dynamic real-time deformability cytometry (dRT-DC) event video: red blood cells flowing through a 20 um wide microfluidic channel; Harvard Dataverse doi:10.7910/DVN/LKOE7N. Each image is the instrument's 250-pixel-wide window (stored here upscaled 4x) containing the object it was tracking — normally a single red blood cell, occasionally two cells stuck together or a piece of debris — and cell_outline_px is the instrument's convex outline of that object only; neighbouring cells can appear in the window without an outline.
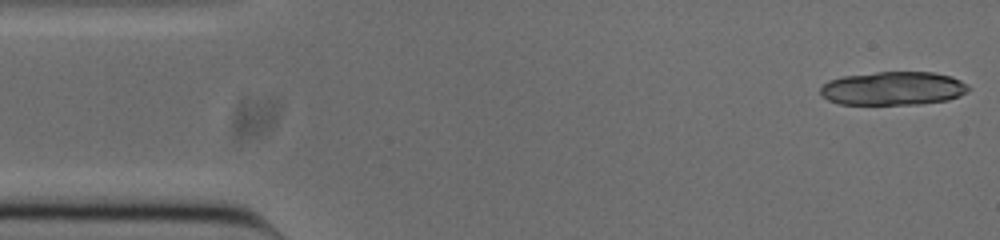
{"species": "common noctule bat (a hibernating species)", "species_latin": "Nyctalus noctula", "temperature_condition": "cold", "stored_images_in_passage": 13, "camera_frame_rate_fps": 3000, "um_per_image_px": 0.085, "animal": {"sex": "male", "body_mass_g": 20.0, "forearm_length_mm": 53.3}, "frame": {"image": 1, "passage_image": 1, "time_ms": 0.0, "image_size_px": [1000, 240], "cell_outline_px": [[968, 88], [960, 96], [948, 100], [920, 104], [840, 104], [828, 100], [820, 96], [820, 88], [828, 80], [844, 76], [876, 72], [932, 72], [952, 76], [968, 84]], "centroid_in_image_um": [75.89, 7.51], "position_along_channel_um": 9.1, "area_um2": 29.02}}